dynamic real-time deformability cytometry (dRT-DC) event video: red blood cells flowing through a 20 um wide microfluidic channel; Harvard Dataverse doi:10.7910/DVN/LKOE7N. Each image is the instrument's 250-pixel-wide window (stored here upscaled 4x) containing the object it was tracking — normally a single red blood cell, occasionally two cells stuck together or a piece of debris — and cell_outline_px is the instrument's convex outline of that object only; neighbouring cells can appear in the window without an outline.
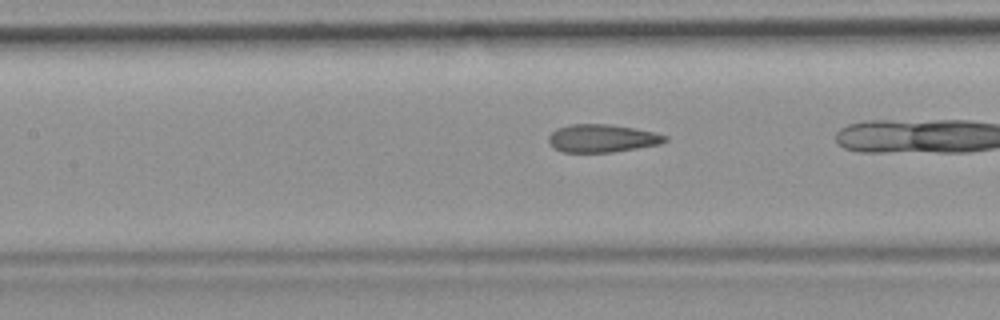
{"species": "common noctule bat (a hibernating species)", "species_latin": "Nyctalus noctula", "temperature_condition": "room temperature", "stored_images_in_passage": 11, "camera_frame_rate_fps": 3000, "um_per_image_px": 0.085, "animal": {"sex": "female", "body_mass_g": 19.9}, "frame": {"image": 1, "passage_image": 4, "time_ms": 1.0, "image_size_px": [1000, 320], "cell_outline_px": [[668, 140], [660, 144], [612, 152], [564, 152], [552, 148], [548, 140], [548, 136], [556, 128], [572, 124], [608, 124], [632, 128], [652, 132], [668, 136]], "centroid_in_image_um": [51.14, 11.76], "position_along_channel_um": 156.3, "area_um2": 18.84}}